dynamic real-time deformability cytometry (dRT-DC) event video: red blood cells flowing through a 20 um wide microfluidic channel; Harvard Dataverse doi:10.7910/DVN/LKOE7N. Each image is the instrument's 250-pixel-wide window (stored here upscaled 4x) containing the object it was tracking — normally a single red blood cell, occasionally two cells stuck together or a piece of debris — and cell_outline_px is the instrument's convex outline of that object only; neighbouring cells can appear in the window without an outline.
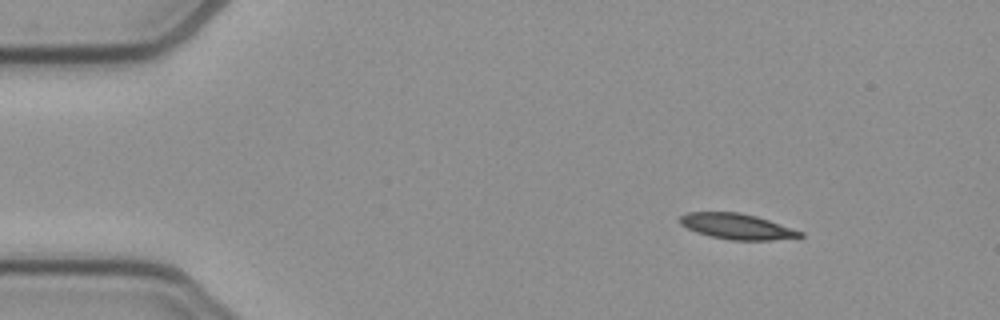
{"species": "common noctule bat (a hibernating species)", "species_latin": "Nyctalus noctula", "temperature_condition": "cold", "stored_images_in_passage": 46, "camera_frame_rate_fps": 3000, "um_per_image_px": 0.085, "animal": {"sex": "female", "body_mass_g": 21.9}, "frame": {"image": 1, "passage_image": 1, "time_ms": 0.0, "image_size_px": [1000, 320], "cell_outline_px": [[804, 236], [772, 240], [728, 240], [696, 232], [680, 224], [680, 216], [688, 212], [740, 212], [756, 216], [804, 232]], "centroid_in_image_um": [62.64, 19.24], "position_along_channel_um": 22.4, "area_um2": 17.8}}
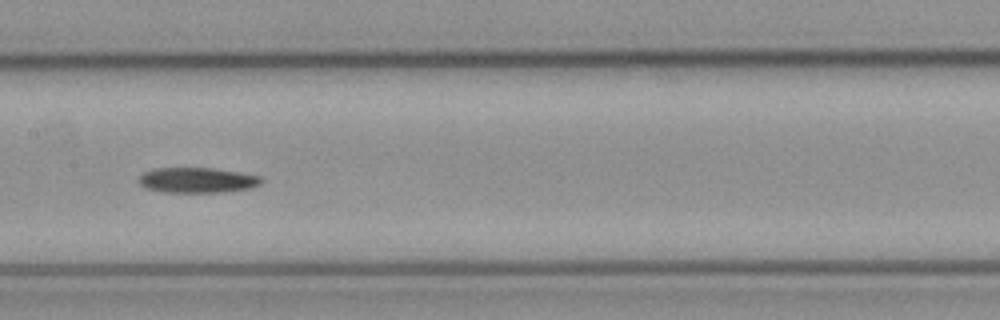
{"frame": {"image": 2, "passage_image": 20, "time_ms": 6.333, "image_size_px": [1000, 320], "cell_outline_px": [[264, 180], [260, 184], [248, 188], [220, 192], [164, 192], [144, 188], [136, 180], [144, 172], [152, 168], [212, 168], [240, 172], [260, 176]], "centroid_in_image_um": [16.72, 15.31], "position_along_channel_um": 190.7, "area_um2": 18.09}}
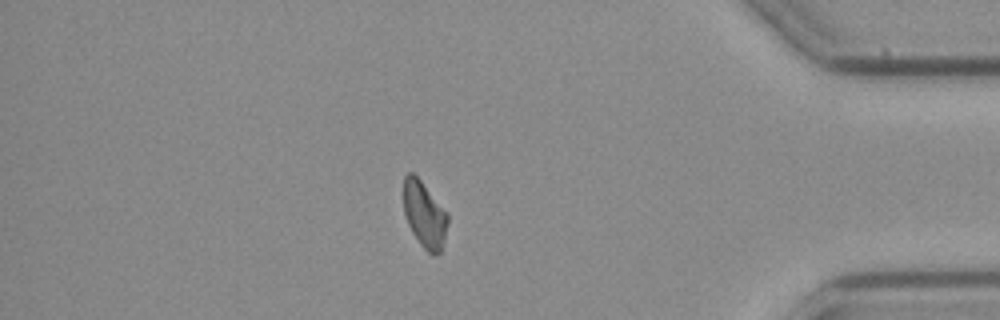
{"frame": {"image": 3, "passage_image": 39, "time_ms": 12.667, "image_size_px": [1000, 320], "cell_outline_px": [[448, 224], [444, 240], [440, 252], [432, 256], [420, 244], [412, 232], [408, 224], [404, 212], [404, 176], [408, 172], [412, 172], [420, 180], [448, 212]], "centroid_in_image_um": [36.09, 18.25], "position_along_channel_um": 399.1, "area_um2": 16.99}}